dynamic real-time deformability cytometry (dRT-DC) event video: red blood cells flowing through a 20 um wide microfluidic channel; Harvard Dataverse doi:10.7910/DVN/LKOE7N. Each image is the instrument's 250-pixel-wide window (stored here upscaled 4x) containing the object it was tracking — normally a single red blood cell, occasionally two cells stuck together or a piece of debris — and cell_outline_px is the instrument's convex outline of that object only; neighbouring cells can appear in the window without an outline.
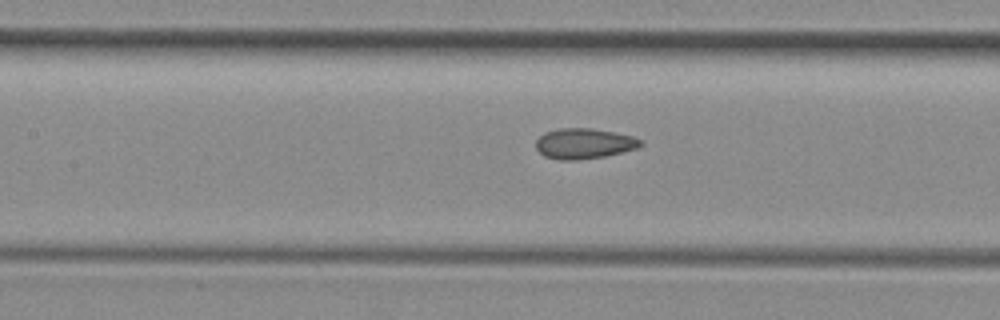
{"species": "common noctule bat (a hibernating species)", "species_latin": "Nyctalus noctula", "temperature_condition": "room temperature", "stored_images_in_passage": 8, "segment_of_instrument_passage": [2, 2], "camera_frame_rate_fps": 3000, "um_per_image_px": 0.085, "animal": {"sex": "female", "body_mass_g": 29.2, "forearm_length_mm": 56.3}, "frame": {"image": 1, "passage_image": 8, "time_ms": 2.333, "image_size_px": [1000, 320], "cell_outline_px": [[644, 144], [636, 148], [604, 156], [576, 160], [560, 160], [544, 156], [536, 148], [536, 140], [544, 132], [560, 128], [592, 128], [632, 136], [644, 140]], "centroid_in_image_um": [49.63, 12.19], "position_along_channel_um": 157.8, "area_um2": 18.5}}